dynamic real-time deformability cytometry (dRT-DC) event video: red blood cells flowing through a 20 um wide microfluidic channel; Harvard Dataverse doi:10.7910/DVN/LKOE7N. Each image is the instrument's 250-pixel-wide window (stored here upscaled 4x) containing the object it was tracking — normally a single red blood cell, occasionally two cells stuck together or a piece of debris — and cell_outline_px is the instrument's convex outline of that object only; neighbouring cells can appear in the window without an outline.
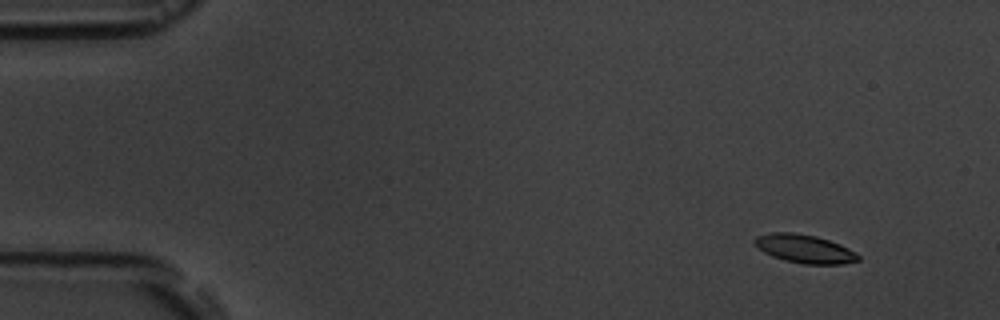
{"species": "common noctule bat (a hibernating species)", "species_latin": "Nyctalus noctula", "temperature_condition": "room temperature", "stored_images_in_passage": 6, "camera_frame_rate_fps": 3000, "um_per_image_px": 0.085, "animal": {"sex": "male", "body_mass_g": 19.5, "forearm_length_mm": 54.6}, "frame": {"image": 1, "passage_image": 2, "time_ms": 1.333, "image_size_px": [1000, 320], "cell_outline_px": [[860, 260], [844, 264], [804, 264], [784, 260], [772, 256], [764, 252], [752, 240], [756, 236], [772, 232], [792, 232], [816, 236], [840, 244], [856, 252], [860, 256]], "centroid_in_image_um": [68.41, 21.15], "position_along_channel_um": 16.6, "area_um2": 17.17}}